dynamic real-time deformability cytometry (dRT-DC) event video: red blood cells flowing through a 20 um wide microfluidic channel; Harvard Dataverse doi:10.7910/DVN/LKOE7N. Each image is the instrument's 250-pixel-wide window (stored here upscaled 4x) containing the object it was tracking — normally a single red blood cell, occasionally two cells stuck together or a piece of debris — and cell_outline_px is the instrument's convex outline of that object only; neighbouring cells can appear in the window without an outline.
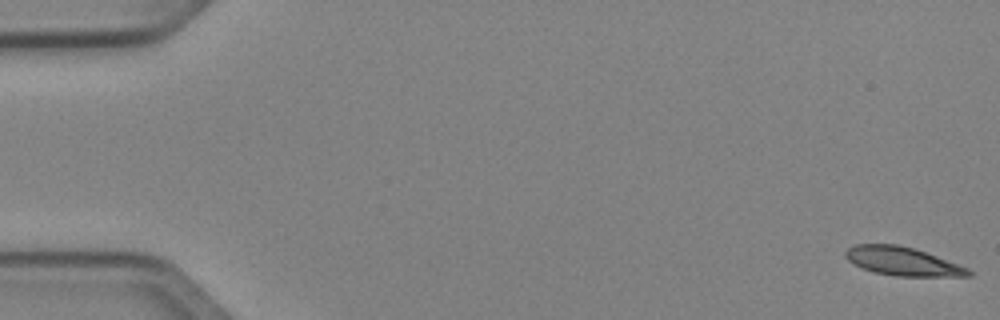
{"species": "Egyptian fruit bat (a non-hibernating species)", "species_latin": "Rousettus aegyptiacus", "temperature_condition": "cold", "stored_images_in_passage": 51, "camera_frame_rate_fps": 3000, "um_per_image_px": 0.085, "animal": {"sex": "female"}, "frame": {"image": 1, "passage_image": 1, "time_ms": 0.0, "image_size_px": [1000, 320], "cell_outline_px": [[972, 276], [896, 276], [876, 272], [864, 268], [848, 260], [844, 256], [844, 252], [848, 248], [856, 244], [896, 244], [912, 248], [936, 256], [968, 268], [972, 272]], "centroid_in_image_um": [76.71, 22.21], "position_along_channel_um": 8.3, "area_um2": 20.06}}
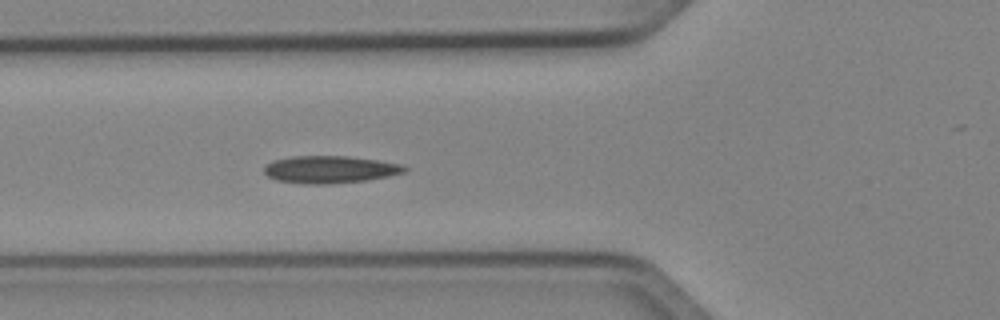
{"frame": {"image": 2, "passage_image": 19, "time_ms": 6.0, "image_size_px": [1000, 320], "cell_outline_px": [[408, 168], [404, 172], [388, 176], [364, 180], [332, 184], [304, 184], [276, 180], [268, 176], [264, 172], [264, 164], [272, 160], [292, 156], [348, 156], [376, 160], [400, 164]], "centroid_in_image_um": [27.98, 14.4], "position_along_channel_um": 97.8, "area_um2": 22.37}}
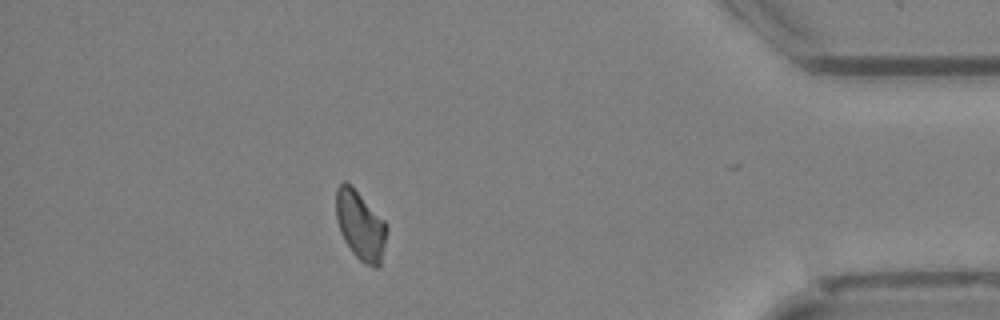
{"frame": {"image": 3, "passage_image": 45, "time_ms": 14.667, "image_size_px": [1000, 320], "cell_outline_px": [[384, 244], [380, 264], [376, 268], [360, 260], [352, 252], [344, 240], [340, 232], [336, 216], [336, 188], [344, 180], [384, 220]], "centroid_in_image_um": [30.58, 19.17], "position_along_channel_um": 404.6, "area_um2": 19.42}}